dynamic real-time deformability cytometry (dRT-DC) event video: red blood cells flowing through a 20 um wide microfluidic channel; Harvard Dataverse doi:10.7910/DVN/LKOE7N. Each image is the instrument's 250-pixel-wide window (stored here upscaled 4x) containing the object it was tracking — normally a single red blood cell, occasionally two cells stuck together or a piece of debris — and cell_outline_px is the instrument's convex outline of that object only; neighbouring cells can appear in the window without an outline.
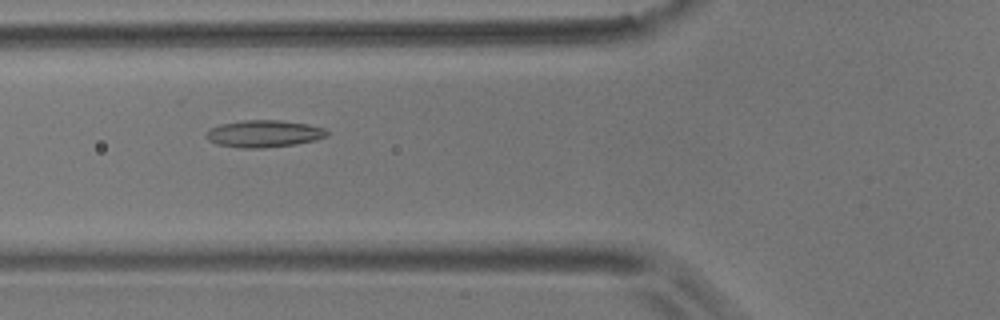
{"species": "common noctule bat (a hibernating species)", "species_latin": "Nyctalus noctula", "temperature_condition": "room temperature", "stored_images_in_passage": 11, "camera_frame_rate_fps": 3000, "um_per_image_px": 0.085, "animal": {"sex": "male", "body_mass_g": 17.9}, "frame": {"image": 1, "passage_image": 2, "time_ms": 0.333, "image_size_px": [1000, 320], "cell_outline_px": [[328, 136], [316, 140], [296, 144], [264, 148], [240, 148], [216, 144], [208, 140], [204, 136], [208, 128], [220, 124], [244, 120], [280, 120], [308, 124], [324, 128], [328, 132]], "centroid_in_image_um": [22.4, 11.36], "position_along_channel_um": 103.4, "area_um2": 19.31}}
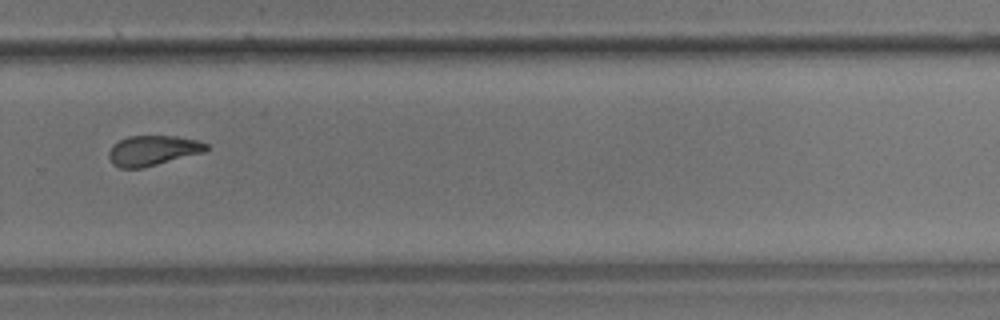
{"frame": {"image": 2, "passage_image": 7, "time_ms": 2.0, "image_size_px": [1000, 320], "cell_outline_px": [[208, 148], [204, 152], [144, 168], [120, 168], [112, 164], [108, 156], [108, 152], [112, 144], [128, 136], [176, 136], [196, 140], [208, 144]], "centroid_in_image_um": [12.96, 12.8], "position_along_channel_um": 316.8, "area_um2": 17.17}}
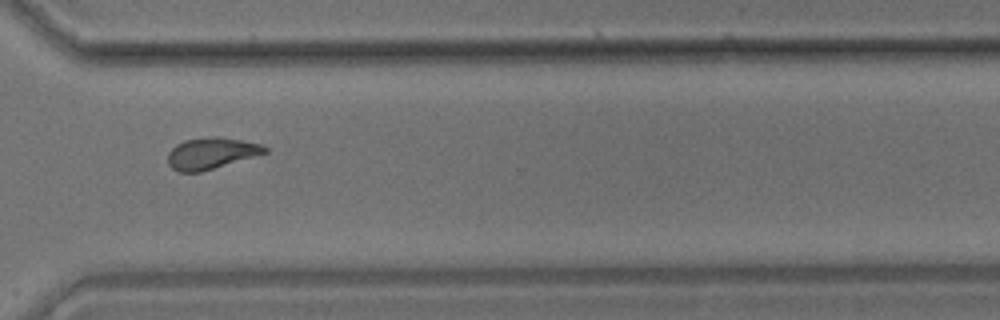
{"frame": {"image": 3, "passage_image": 8, "time_ms": 2.333, "image_size_px": [1000, 320], "cell_outline_px": [[268, 152], [200, 172], [180, 172], [172, 168], [168, 164], [168, 152], [176, 144], [184, 140], [212, 136], [220, 136], [260, 144], [268, 148]], "centroid_in_image_um": [17.93, 13.02], "position_along_channel_um": 352.7, "area_um2": 17.63}}